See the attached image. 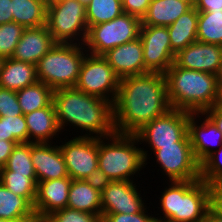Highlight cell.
<instances>
[{
    "label": "cell",
    "mask_w": 222,
    "mask_h": 222,
    "mask_svg": "<svg viewBox=\"0 0 222 222\" xmlns=\"http://www.w3.org/2000/svg\"><path fill=\"white\" fill-rule=\"evenodd\" d=\"M170 109L163 73L148 72L122 78L113 104L115 131L135 135Z\"/></svg>",
    "instance_id": "6da1fadb"
},
{
    "label": "cell",
    "mask_w": 222,
    "mask_h": 222,
    "mask_svg": "<svg viewBox=\"0 0 222 222\" xmlns=\"http://www.w3.org/2000/svg\"><path fill=\"white\" fill-rule=\"evenodd\" d=\"M52 103L62 132L71 125L82 130L83 137L106 138L116 133L113 104L108 100L68 87L53 90Z\"/></svg>",
    "instance_id": "7a4b0ae2"
},
{
    "label": "cell",
    "mask_w": 222,
    "mask_h": 222,
    "mask_svg": "<svg viewBox=\"0 0 222 222\" xmlns=\"http://www.w3.org/2000/svg\"><path fill=\"white\" fill-rule=\"evenodd\" d=\"M164 76L171 109L195 113L217 105L219 84L216 75L181 68L173 63Z\"/></svg>",
    "instance_id": "3957f363"
},
{
    "label": "cell",
    "mask_w": 222,
    "mask_h": 222,
    "mask_svg": "<svg viewBox=\"0 0 222 222\" xmlns=\"http://www.w3.org/2000/svg\"><path fill=\"white\" fill-rule=\"evenodd\" d=\"M157 207L156 222H203L209 208V185L203 180L168 181Z\"/></svg>",
    "instance_id": "277c9868"
},
{
    "label": "cell",
    "mask_w": 222,
    "mask_h": 222,
    "mask_svg": "<svg viewBox=\"0 0 222 222\" xmlns=\"http://www.w3.org/2000/svg\"><path fill=\"white\" fill-rule=\"evenodd\" d=\"M138 142L137 136L131 134L98 138V168L112 181H134V175L140 176L150 159L148 151L139 147L142 143Z\"/></svg>",
    "instance_id": "5b68a950"
},
{
    "label": "cell",
    "mask_w": 222,
    "mask_h": 222,
    "mask_svg": "<svg viewBox=\"0 0 222 222\" xmlns=\"http://www.w3.org/2000/svg\"><path fill=\"white\" fill-rule=\"evenodd\" d=\"M86 51L84 44L56 43L37 63V78L52 90L74 87Z\"/></svg>",
    "instance_id": "8992f818"
},
{
    "label": "cell",
    "mask_w": 222,
    "mask_h": 222,
    "mask_svg": "<svg viewBox=\"0 0 222 222\" xmlns=\"http://www.w3.org/2000/svg\"><path fill=\"white\" fill-rule=\"evenodd\" d=\"M46 26L57 43L84 44L88 31L86 7L78 0L48 2Z\"/></svg>",
    "instance_id": "52a82bcc"
},
{
    "label": "cell",
    "mask_w": 222,
    "mask_h": 222,
    "mask_svg": "<svg viewBox=\"0 0 222 222\" xmlns=\"http://www.w3.org/2000/svg\"><path fill=\"white\" fill-rule=\"evenodd\" d=\"M141 19L122 13L109 22L90 26L84 47L89 54L103 56L109 50L139 38Z\"/></svg>",
    "instance_id": "ba28073f"
},
{
    "label": "cell",
    "mask_w": 222,
    "mask_h": 222,
    "mask_svg": "<svg viewBox=\"0 0 222 222\" xmlns=\"http://www.w3.org/2000/svg\"><path fill=\"white\" fill-rule=\"evenodd\" d=\"M191 112L170 109L166 114L148 122L135 135L139 142L147 144L153 153L161 146L176 142H190L188 120Z\"/></svg>",
    "instance_id": "9c48e42d"
},
{
    "label": "cell",
    "mask_w": 222,
    "mask_h": 222,
    "mask_svg": "<svg viewBox=\"0 0 222 222\" xmlns=\"http://www.w3.org/2000/svg\"><path fill=\"white\" fill-rule=\"evenodd\" d=\"M119 85L120 78L103 56L85 55L75 88L114 104Z\"/></svg>",
    "instance_id": "30bf717a"
},
{
    "label": "cell",
    "mask_w": 222,
    "mask_h": 222,
    "mask_svg": "<svg viewBox=\"0 0 222 222\" xmlns=\"http://www.w3.org/2000/svg\"><path fill=\"white\" fill-rule=\"evenodd\" d=\"M157 165L169 181L200 180V163L194 156L190 142H176L161 146L154 153Z\"/></svg>",
    "instance_id": "8fae6325"
},
{
    "label": "cell",
    "mask_w": 222,
    "mask_h": 222,
    "mask_svg": "<svg viewBox=\"0 0 222 222\" xmlns=\"http://www.w3.org/2000/svg\"><path fill=\"white\" fill-rule=\"evenodd\" d=\"M61 141L59 148L66 164L68 176L73 180H85L98 168V138L82 135Z\"/></svg>",
    "instance_id": "7c38bea8"
},
{
    "label": "cell",
    "mask_w": 222,
    "mask_h": 222,
    "mask_svg": "<svg viewBox=\"0 0 222 222\" xmlns=\"http://www.w3.org/2000/svg\"><path fill=\"white\" fill-rule=\"evenodd\" d=\"M139 38L143 44L145 73H165L174 63L167 27L141 25Z\"/></svg>",
    "instance_id": "4fadbf2b"
},
{
    "label": "cell",
    "mask_w": 222,
    "mask_h": 222,
    "mask_svg": "<svg viewBox=\"0 0 222 222\" xmlns=\"http://www.w3.org/2000/svg\"><path fill=\"white\" fill-rule=\"evenodd\" d=\"M136 181H112L101 192V213L135 214L145 207Z\"/></svg>",
    "instance_id": "5bb4252c"
},
{
    "label": "cell",
    "mask_w": 222,
    "mask_h": 222,
    "mask_svg": "<svg viewBox=\"0 0 222 222\" xmlns=\"http://www.w3.org/2000/svg\"><path fill=\"white\" fill-rule=\"evenodd\" d=\"M188 135L194 156L200 164L216 150L215 147L219 149L222 146V132L203 112L191 113L188 120Z\"/></svg>",
    "instance_id": "9a60e30c"
},
{
    "label": "cell",
    "mask_w": 222,
    "mask_h": 222,
    "mask_svg": "<svg viewBox=\"0 0 222 222\" xmlns=\"http://www.w3.org/2000/svg\"><path fill=\"white\" fill-rule=\"evenodd\" d=\"M222 62V46L194 42L175 55L174 63L181 68L203 71L216 75Z\"/></svg>",
    "instance_id": "2e32d148"
},
{
    "label": "cell",
    "mask_w": 222,
    "mask_h": 222,
    "mask_svg": "<svg viewBox=\"0 0 222 222\" xmlns=\"http://www.w3.org/2000/svg\"><path fill=\"white\" fill-rule=\"evenodd\" d=\"M103 57L120 79L145 74L143 44L140 38L109 50Z\"/></svg>",
    "instance_id": "e0dca14e"
},
{
    "label": "cell",
    "mask_w": 222,
    "mask_h": 222,
    "mask_svg": "<svg viewBox=\"0 0 222 222\" xmlns=\"http://www.w3.org/2000/svg\"><path fill=\"white\" fill-rule=\"evenodd\" d=\"M53 143H31V160L36 172L37 183L68 177L61 150Z\"/></svg>",
    "instance_id": "ac0fdd59"
},
{
    "label": "cell",
    "mask_w": 222,
    "mask_h": 222,
    "mask_svg": "<svg viewBox=\"0 0 222 222\" xmlns=\"http://www.w3.org/2000/svg\"><path fill=\"white\" fill-rule=\"evenodd\" d=\"M56 43L46 25L26 28L11 58L37 65Z\"/></svg>",
    "instance_id": "d6986e66"
},
{
    "label": "cell",
    "mask_w": 222,
    "mask_h": 222,
    "mask_svg": "<svg viewBox=\"0 0 222 222\" xmlns=\"http://www.w3.org/2000/svg\"><path fill=\"white\" fill-rule=\"evenodd\" d=\"M72 179L66 178L39 181L34 204L36 216L47 217L51 213L64 209L68 203V192Z\"/></svg>",
    "instance_id": "ffe728a7"
},
{
    "label": "cell",
    "mask_w": 222,
    "mask_h": 222,
    "mask_svg": "<svg viewBox=\"0 0 222 222\" xmlns=\"http://www.w3.org/2000/svg\"><path fill=\"white\" fill-rule=\"evenodd\" d=\"M28 129V143H51L61 132L54 105L24 115Z\"/></svg>",
    "instance_id": "44dd1931"
},
{
    "label": "cell",
    "mask_w": 222,
    "mask_h": 222,
    "mask_svg": "<svg viewBox=\"0 0 222 222\" xmlns=\"http://www.w3.org/2000/svg\"><path fill=\"white\" fill-rule=\"evenodd\" d=\"M192 6L182 0H151L142 25L168 27Z\"/></svg>",
    "instance_id": "7402d4cb"
},
{
    "label": "cell",
    "mask_w": 222,
    "mask_h": 222,
    "mask_svg": "<svg viewBox=\"0 0 222 222\" xmlns=\"http://www.w3.org/2000/svg\"><path fill=\"white\" fill-rule=\"evenodd\" d=\"M37 81L36 65L6 58L0 73V87L18 91Z\"/></svg>",
    "instance_id": "603a6c76"
},
{
    "label": "cell",
    "mask_w": 222,
    "mask_h": 222,
    "mask_svg": "<svg viewBox=\"0 0 222 222\" xmlns=\"http://www.w3.org/2000/svg\"><path fill=\"white\" fill-rule=\"evenodd\" d=\"M67 207L90 214L101 219V192L94 189L85 180L71 181Z\"/></svg>",
    "instance_id": "cb8c5ba5"
},
{
    "label": "cell",
    "mask_w": 222,
    "mask_h": 222,
    "mask_svg": "<svg viewBox=\"0 0 222 222\" xmlns=\"http://www.w3.org/2000/svg\"><path fill=\"white\" fill-rule=\"evenodd\" d=\"M198 11L192 7L167 27L172 51L177 54L197 41Z\"/></svg>",
    "instance_id": "d4e9b609"
},
{
    "label": "cell",
    "mask_w": 222,
    "mask_h": 222,
    "mask_svg": "<svg viewBox=\"0 0 222 222\" xmlns=\"http://www.w3.org/2000/svg\"><path fill=\"white\" fill-rule=\"evenodd\" d=\"M47 0H12L13 22L25 28L46 25Z\"/></svg>",
    "instance_id": "484cf974"
},
{
    "label": "cell",
    "mask_w": 222,
    "mask_h": 222,
    "mask_svg": "<svg viewBox=\"0 0 222 222\" xmlns=\"http://www.w3.org/2000/svg\"><path fill=\"white\" fill-rule=\"evenodd\" d=\"M35 216L34 206L26 198L14 194L0 182V218L31 219Z\"/></svg>",
    "instance_id": "4316f807"
},
{
    "label": "cell",
    "mask_w": 222,
    "mask_h": 222,
    "mask_svg": "<svg viewBox=\"0 0 222 222\" xmlns=\"http://www.w3.org/2000/svg\"><path fill=\"white\" fill-rule=\"evenodd\" d=\"M23 115L47 107L52 102L53 90L41 81L16 91Z\"/></svg>",
    "instance_id": "83f0119b"
},
{
    "label": "cell",
    "mask_w": 222,
    "mask_h": 222,
    "mask_svg": "<svg viewBox=\"0 0 222 222\" xmlns=\"http://www.w3.org/2000/svg\"><path fill=\"white\" fill-rule=\"evenodd\" d=\"M0 182L8 190L26 198L34 206L38 185L36 174H15L13 171H0Z\"/></svg>",
    "instance_id": "f1b7e54d"
},
{
    "label": "cell",
    "mask_w": 222,
    "mask_h": 222,
    "mask_svg": "<svg viewBox=\"0 0 222 222\" xmlns=\"http://www.w3.org/2000/svg\"><path fill=\"white\" fill-rule=\"evenodd\" d=\"M197 41L222 46V11L198 12Z\"/></svg>",
    "instance_id": "f546056e"
},
{
    "label": "cell",
    "mask_w": 222,
    "mask_h": 222,
    "mask_svg": "<svg viewBox=\"0 0 222 222\" xmlns=\"http://www.w3.org/2000/svg\"><path fill=\"white\" fill-rule=\"evenodd\" d=\"M123 12L120 0H91L86 6V20L88 28L104 22H109Z\"/></svg>",
    "instance_id": "4dcf8cb0"
},
{
    "label": "cell",
    "mask_w": 222,
    "mask_h": 222,
    "mask_svg": "<svg viewBox=\"0 0 222 222\" xmlns=\"http://www.w3.org/2000/svg\"><path fill=\"white\" fill-rule=\"evenodd\" d=\"M0 171H13L15 174H36L31 160V143L17 144Z\"/></svg>",
    "instance_id": "1f68e13d"
},
{
    "label": "cell",
    "mask_w": 222,
    "mask_h": 222,
    "mask_svg": "<svg viewBox=\"0 0 222 222\" xmlns=\"http://www.w3.org/2000/svg\"><path fill=\"white\" fill-rule=\"evenodd\" d=\"M26 28L18 23L0 24V56L11 58Z\"/></svg>",
    "instance_id": "d6a6232c"
},
{
    "label": "cell",
    "mask_w": 222,
    "mask_h": 222,
    "mask_svg": "<svg viewBox=\"0 0 222 222\" xmlns=\"http://www.w3.org/2000/svg\"><path fill=\"white\" fill-rule=\"evenodd\" d=\"M200 179L208 184L222 181V146L200 164Z\"/></svg>",
    "instance_id": "836d02e7"
},
{
    "label": "cell",
    "mask_w": 222,
    "mask_h": 222,
    "mask_svg": "<svg viewBox=\"0 0 222 222\" xmlns=\"http://www.w3.org/2000/svg\"><path fill=\"white\" fill-rule=\"evenodd\" d=\"M6 141H13L16 145L28 143V129L24 115L5 117Z\"/></svg>",
    "instance_id": "e575fe53"
},
{
    "label": "cell",
    "mask_w": 222,
    "mask_h": 222,
    "mask_svg": "<svg viewBox=\"0 0 222 222\" xmlns=\"http://www.w3.org/2000/svg\"><path fill=\"white\" fill-rule=\"evenodd\" d=\"M49 222H101L96 214L78 211L66 207L55 211L46 217Z\"/></svg>",
    "instance_id": "d590c367"
},
{
    "label": "cell",
    "mask_w": 222,
    "mask_h": 222,
    "mask_svg": "<svg viewBox=\"0 0 222 222\" xmlns=\"http://www.w3.org/2000/svg\"><path fill=\"white\" fill-rule=\"evenodd\" d=\"M22 114L16 91L0 87V117Z\"/></svg>",
    "instance_id": "8d00e7d4"
},
{
    "label": "cell",
    "mask_w": 222,
    "mask_h": 222,
    "mask_svg": "<svg viewBox=\"0 0 222 222\" xmlns=\"http://www.w3.org/2000/svg\"><path fill=\"white\" fill-rule=\"evenodd\" d=\"M146 209L135 214L101 213V222H156L153 214L148 215Z\"/></svg>",
    "instance_id": "74e56055"
},
{
    "label": "cell",
    "mask_w": 222,
    "mask_h": 222,
    "mask_svg": "<svg viewBox=\"0 0 222 222\" xmlns=\"http://www.w3.org/2000/svg\"><path fill=\"white\" fill-rule=\"evenodd\" d=\"M209 185V208L216 215L222 217V181Z\"/></svg>",
    "instance_id": "f35d334b"
},
{
    "label": "cell",
    "mask_w": 222,
    "mask_h": 222,
    "mask_svg": "<svg viewBox=\"0 0 222 222\" xmlns=\"http://www.w3.org/2000/svg\"><path fill=\"white\" fill-rule=\"evenodd\" d=\"M150 2L151 0H123V12L136 16L142 20L147 13Z\"/></svg>",
    "instance_id": "ab89813d"
},
{
    "label": "cell",
    "mask_w": 222,
    "mask_h": 222,
    "mask_svg": "<svg viewBox=\"0 0 222 222\" xmlns=\"http://www.w3.org/2000/svg\"><path fill=\"white\" fill-rule=\"evenodd\" d=\"M85 181L99 192H102L103 189L112 182L99 168L93 170L90 175L85 178Z\"/></svg>",
    "instance_id": "60d3db41"
},
{
    "label": "cell",
    "mask_w": 222,
    "mask_h": 222,
    "mask_svg": "<svg viewBox=\"0 0 222 222\" xmlns=\"http://www.w3.org/2000/svg\"><path fill=\"white\" fill-rule=\"evenodd\" d=\"M193 7L198 12L222 11V0H195Z\"/></svg>",
    "instance_id": "b9f144b4"
},
{
    "label": "cell",
    "mask_w": 222,
    "mask_h": 222,
    "mask_svg": "<svg viewBox=\"0 0 222 222\" xmlns=\"http://www.w3.org/2000/svg\"><path fill=\"white\" fill-rule=\"evenodd\" d=\"M13 22L12 0H0V24Z\"/></svg>",
    "instance_id": "7bdbcfd3"
},
{
    "label": "cell",
    "mask_w": 222,
    "mask_h": 222,
    "mask_svg": "<svg viewBox=\"0 0 222 222\" xmlns=\"http://www.w3.org/2000/svg\"><path fill=\"white\" fill-rule=\"evenodd\" d=\"M15 146L13 141L0 140V168L6 165Z\"/></svg>",
    "instance_id": "ee69618b"
},
{
    "label": "cell",
    "mask_w": 222,
    "mask_h": 222,
    "mask_svg": "<svg viewBox=\"0 0 222 222\" xmlns=\"http://www.w3.org/2000/svg\"><path fill=\"white\" fill-rule=\"evenodd\" d=\"M206 114L216 125L217 129L222 132V108L214 105L203 112Z\"/></svg>",
    "instance_id": "f6af8a7d"
},
{
    "label": "cell",
    "mask_w": 222,
    "mask_h": 222,
    "mask_svg": "<svg viewBox=\"0 0 222 222\" xmlns=\"http://www.w3.org/2000/svg\"><path fill=\"white\" fill-rule=\"evenodd\" d=\"M203 222H222V217L216 215L209 209Z\"/></svg>",
    "instance_id": "bcb514c9"
},
{
    "label": "cell",
    "mask_w": 222,
    "mask_h": 222,
    "mask_svg": "<svg viewBox=\"0 0 222 222\" xmlns=\"http://www.w3.org/2000/svg\"><path fill=\"white\" fill-rule=\"evenodd\" d=\"M0 140H6L5 117H0Z\"/></svg>",
    "instance_id": "7dc6e473"
},
{
    "label": "cell",
    "mask_w": 222,
    "mask_h": 222,
    "mask_svg": "<svg viewBox=\"0 0 222 222\" xmlns=\"http://www.w3.org/2000/svg\"><path fill=\"white\" fill-rule=\"evenodd\" d=\"M217 83L222 86V62L220 63L219 70L216 73Z\"/></svg>",
    "instance_id": "c3c4849f"
},
{
    "label": "cell",
    "mask_w": 222,
    "mask_h": 222,
    "mask_svg": "<svg viewBox=\"0 0 222 222\" xmlns=\"http://www.w3.org/2000/svg\"><path fill=\"white\" fill-rule=\"evenodd\" d=\"M27 222H49V220L46 217L35 216L34 218L27 220Z\"/></svg>",
    "instance_id": "681fc988"
},
{
    "label": "cell",
    "mask_w": 222,
    "mask_h": 222,
    "mask_svg": "<svg viewBox=\"0 0 222 222\" xmlns=\"http://www.w3.org/2000/svg\"><path fill=\"white\" fill-rule=\"evenodd\" d=\"M217 106L222 108V86H219V97H218Z\"/></svg>",
    "instance_id": "f907efd6"
},
{
    "label": "cell",
    "mask_w": 222,
    "mask_h": 222,
    "mask_svg": "<svg viewBox=\"0 0 222 222\" xmlns=\"http://www.w3.org/2000/svg\"><path fill=\"white\" fill-rule=\"evenodd\" d=\"M29 219H12V220H6L0 218V222H27Z\"/></svg>",
    "instance_id": "816d5d0a"
},
{
    "label": "cell",
    "mask_w": 222,
    "mask_h": 222,
    "mask_svg": "<svg viewBox=\"0 0 222 222\" xmlns=\"http://www.w3.org/2000/svg\"><path fill=\"white\" fill-rule=\"evenodd\" d=\"M6 58H4L3 56H0V73L3 69V65L5 63Z\"/></svg>",
    "instance_id": "f5cc1de1"
},
{
    "label": "cell",
    "mask_w": 222,
    "mask_h": 222,
    "mask_svg": "<svg viewBox=\"0 0 222 222\" xmlns=\"http://www.w3.org/2000/svg\"><path fill=\"white\" fill-rule=\"evenodd\" d=\"M85 7L91 3V0H78Z\"/></svg>",
    "instance_id": "db71d44e"
},
{
    "label": "cell",
    "mask_w": 222,
    "mask_h": 222,
    "mask_svg": "<svg viewBox=\"0 0 222 222\" xmlns=\"http://www.w3.org/2000/svg\"><path fill=\"white\" fill-rule=\"evenodd\" d=\"M182 1H185V2L189 3L192 7L195 4V0H182Z\"/></svg>",
    "instance_id": "11a10c76"
},
{
    "label": "cell",
    "mask_w": 222,
    "mask_h": 222,
    "mask_svg": "<svg viewBox=\"0 0 222 222\" xmlns=\"http://www.w3.org/2000/svg\"><path fill=\"white\" fill-rule=\"evenodd\" d=\"M56 1H59V0H47V2H56Z\"/></svg>",
    "instance_id": "9f6ffc18"
}]
</instances>
